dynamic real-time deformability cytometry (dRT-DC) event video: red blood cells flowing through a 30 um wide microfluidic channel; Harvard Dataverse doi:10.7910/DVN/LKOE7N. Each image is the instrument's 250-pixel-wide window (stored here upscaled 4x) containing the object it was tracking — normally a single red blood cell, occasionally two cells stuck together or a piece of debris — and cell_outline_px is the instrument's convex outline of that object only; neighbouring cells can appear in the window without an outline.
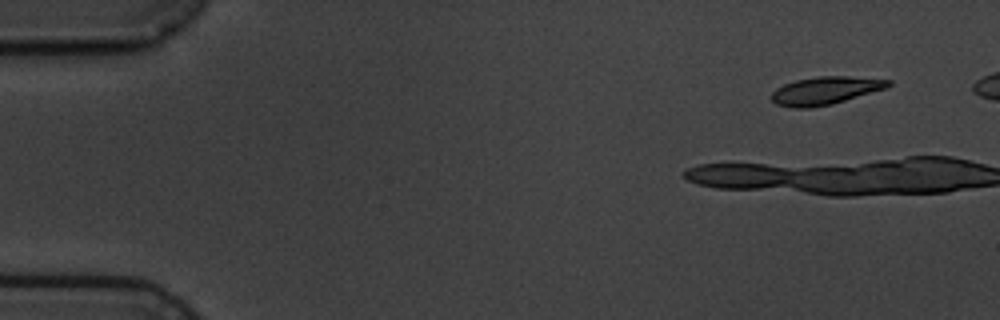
{"species": "common noctule bat (a hibernating species)", "species_latin": "Nyctalus noctula", "temperature_condition": "cold", "stored_images_in_passage": 10, "camera_frame_rate_fps": 3000, "um_per_image_px": 0.085, "animal": {"sex": "male", "body_mass_g": 19.5, "forearm_length_mm": 54.6}, "frame": {"image": 1, "passage_image": 2, "time_ms": 1.0, "image_size_px": [1000, 320], "cell_outline_px": [[892, 84], [884, 88], [832, 104], [812, 108], [792, 108], [776, 104], [772, 100], [772, 92], [776, 88], [784, 84], [796, 80], [820, 76], [848, 76], [892, 80]], "centroid_in_image_um": [70.11, 7.7], "position_along_channel_um": 14.9, "area_um2": 18.79}}
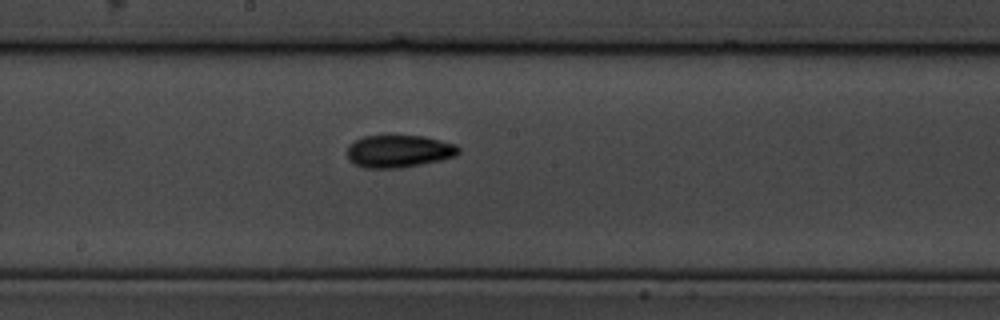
{"frame": {"image": 2, "passage_image": 10, "time_ms": 12.667, "image_size_px": [1000, 320], "cell_outline_px": [[460, 152], [456, 156], [440, 160], [400, 168], [364, 168], [348, 160], [348, 144], [352, 140], [364, 136], [424, 136], [456, 144], [460, 148]], "centroid_in_image_um": [33.89, 12.85], "position_along_channel_um": 214.3, "area_um2": 21.15}}